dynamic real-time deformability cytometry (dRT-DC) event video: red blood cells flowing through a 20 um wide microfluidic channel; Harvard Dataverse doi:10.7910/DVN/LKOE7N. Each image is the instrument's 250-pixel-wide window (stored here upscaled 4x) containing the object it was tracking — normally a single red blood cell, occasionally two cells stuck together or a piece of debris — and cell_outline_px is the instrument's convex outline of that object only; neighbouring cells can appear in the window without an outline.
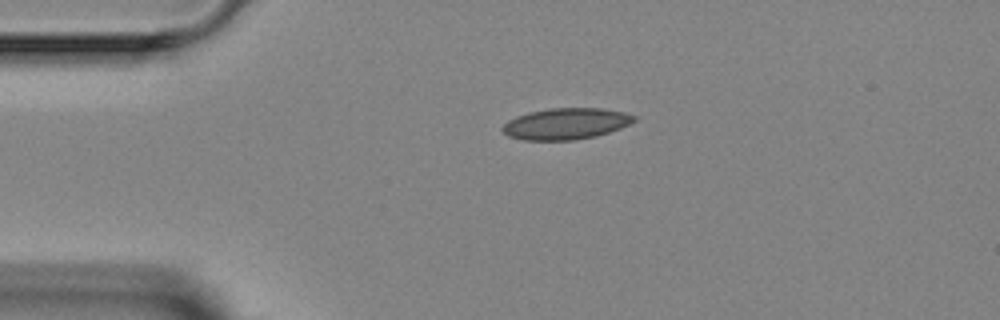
{"species": "Egyptian fruit bat (a non-hibernating species)", "species_latin": "Rousettus aegyptiacus", "temperature_condition": "room temperature", "stored_images_in_passage": 5, "camera_frame_rate_fps": 3000, "um_per_image_px": 0.085, "animal": {"sex": "female"}, "frame": {"image": 1, "passage_image": 1, "time_ms": 0.0, "image_size_px": [1000, 320], "cell_outline_px": [[636, 120], [620, 128], [596, 136], [572, 140], [524, 140], [508, 136], [500, 128], [508, 120], [516, 116], [528, 112], [548, 108], [600, 108], [624, 112], [636, 116]], "centroid_in_image_um": [48.07, 10.51], "position_along_channel_um": 36.9, "area_um2": 23.99}}
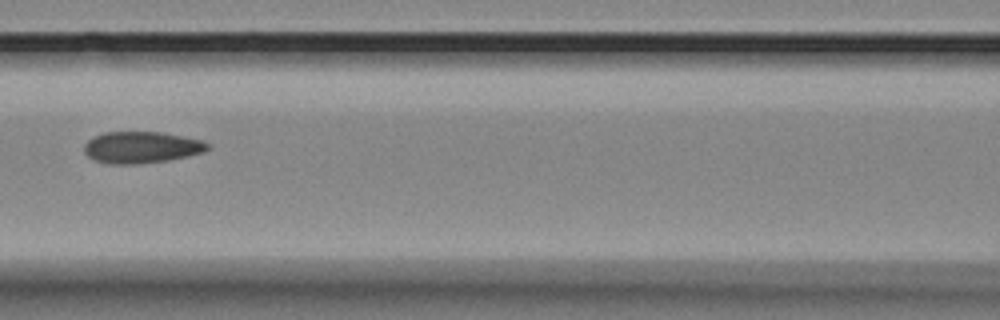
{"frame": {"image": 2, "passage_image": 4, "time_ms": 3.667, "image_size_px": [1000, 320], "cell_outline_px": [[208, 148], [204, 152], [188, 156], [168, 160], [136, 164], [112, 164], [96, 160], [88, 156], [84, 152], [84, 144], [88, 140], [104, 132], [160, 132], [200, 140], [208, 144]], "centroid_in_image_um": [12.0, 12.53], "position_along_channel_um": 154.6, "area_um2": 22.43}}
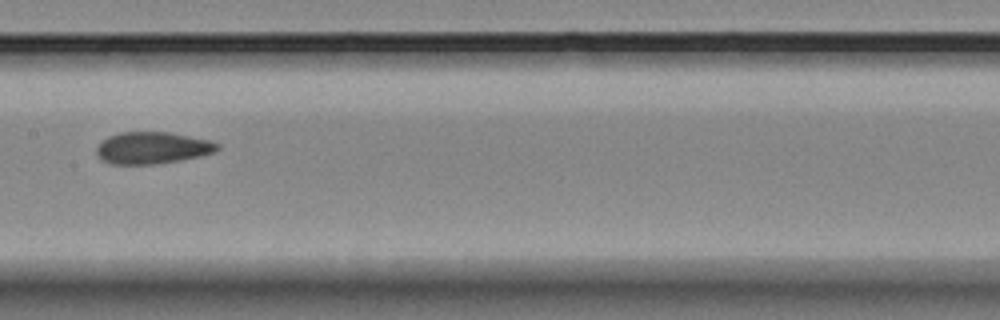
{"frame": {"image": 3, "passage_image": 5, "time_ms": 4.667, "image_size_px": [1000, 320], "cell_outline_px": [[220, 148], [216, 152], [200, 156], [180, 160], [156, 164], [108, 164], [100, 160], [96, 152], [96, 148], [108, 136], [120, 132], [168, 132], [212, 140], [220, 144]], "centroid_in_image_um": [12.97, 12.57], "position_along_channel_um": 194.4, "area_um2": 22.66}}